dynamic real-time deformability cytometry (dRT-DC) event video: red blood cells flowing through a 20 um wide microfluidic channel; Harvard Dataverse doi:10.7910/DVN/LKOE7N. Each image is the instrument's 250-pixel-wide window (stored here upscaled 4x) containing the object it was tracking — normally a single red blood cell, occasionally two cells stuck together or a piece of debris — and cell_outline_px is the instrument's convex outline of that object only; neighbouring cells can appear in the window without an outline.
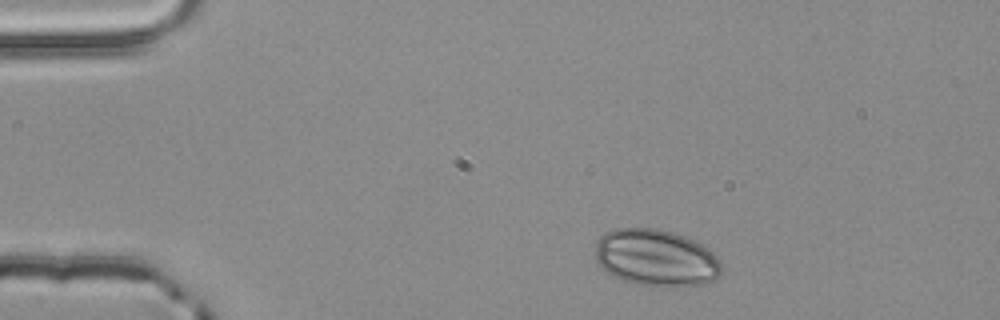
{"species": "common noctule bat (a hibernating species)", "species_latin": "Nyctalus noctula", "temperature_condition": "room temperature", "stored_images_in_passage": 2, "camera_frame_rate_fps": 3000, "um_per_image_px": 0.085, "animal": {"sex": "male", "body_mass_g": 20.4}, "frame": {"image": 1, "passage_image": 1, "time_ms": 0.0, "image_size_px": [1000, 320], "cell_outline_px": [[724, 268], [720, 276], [716, 280], [708, 284], [676, 288], [664, 288], [636, 284], [620, 280], [612, 276], [600, 268], [596, 264], [596, 240], [604, 232], [616, 228], [656, 228], [672, 232], [684, 236], [708, 248], [720, 260]], "centroid_in_image_um": [55.78, 21.96], "position_along_channel_um": 29.2, "area_um2": 43.12}}